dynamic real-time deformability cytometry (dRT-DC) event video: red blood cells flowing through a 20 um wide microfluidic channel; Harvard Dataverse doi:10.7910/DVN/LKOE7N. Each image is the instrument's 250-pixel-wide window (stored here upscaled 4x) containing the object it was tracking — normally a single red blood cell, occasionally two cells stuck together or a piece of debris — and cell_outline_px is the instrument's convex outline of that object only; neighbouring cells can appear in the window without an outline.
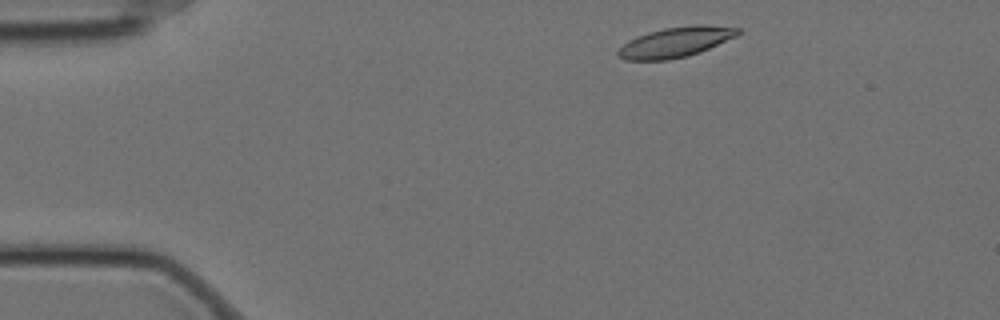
{"species": "Egyptian fruit bat (a non-hibernating species)", "species_latin": "Rousettus aegyptiacus", "temperature_condition": "cold", "stored_images_in_passage": 46, "camera_frame_rate_fps": 3000, "um_per_image_px": 0.085, "animal": {"sex": "female"}, "frame": {"image": 1, "passage_image": 3, "time_ms": 0.667, "image_size_px": [1000, 320], "cell_outline_px": [[740, 32], [736, 36], [700, 52], [688, 56], [668, 60], [624, 60], [616, 56], [616, 52], [628, 40], [636, 36], [648, 32], [664, 28], [692, 24], [704, 24], [740, 28]], "centroid_in_image_um": [57.4, 3.58], "position_along_channel_um": 27.6, "area_um2": 21.21}}
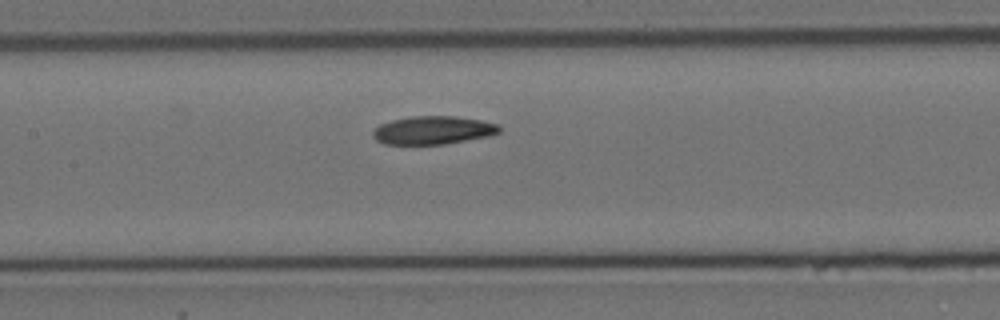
{"frame": {"image": 2, "passage_image": 21, "time_ms": 6.667, "image_size_px": [1000, 320], "cell_outline_px": [[500, 132], [492, 136], [444, 144], [384, 144], [376, 140], [372, 136], [372, 132], [380, 124], [392, 120], [412, 116], [456, 116], [480, 120], [500, 124]], "centroid_in_image_um": [36.84, 11.07], "position_along_channel_um": 170.6, "area_um2": 20.92}}
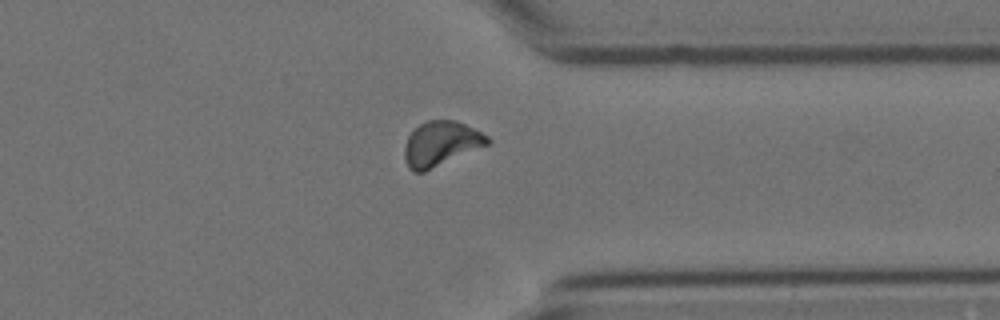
{"frame": {"image": 3, "passage_image": 39, "time_ms": 12.667, "image_size_px": [1000, 320], "cell_outline_px": [[492, 140], [488, 144], [424, 172], [412, 172], [408, 168], [404, 156], [404, 148], [408, 136], [420, 124], [428, 120], [456, 120], [488, 136]], "centroid_in_image_um": [37.45, 12.22], "position_along_channel_um": 374.0, "area_um2": 21.39}}